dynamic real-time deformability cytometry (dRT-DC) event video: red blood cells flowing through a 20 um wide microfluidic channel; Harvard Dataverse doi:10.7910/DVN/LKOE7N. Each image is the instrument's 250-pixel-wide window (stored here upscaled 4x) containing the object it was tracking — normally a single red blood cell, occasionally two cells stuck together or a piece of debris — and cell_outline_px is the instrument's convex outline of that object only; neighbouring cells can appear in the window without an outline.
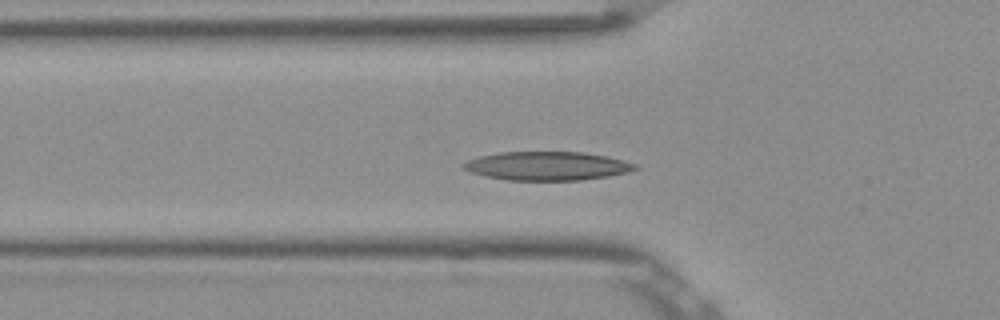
{"species": "Egyptian fruit bat (a non-hibernating species)", "species_latin": "Rousettus aegyptiacus", "temperature_condition": "room temperature", "stored_images_in_passage": 50, "camera_frame_rate_fps": 3000, "um_per_image_px": 0.085, "frame": {"image": 1, "passage_image": 14, "time_ms": 4.333, "image_size_px": [1000, 320], "cell_outline_px": [[640, 168], [628, 172], [608, 176], [580, 180], [508, 180], [484, 176], [472, 172], [464, 168], [464, 164], [468, 160], [480, 156], [500, 152], [584, 152], [608, 156], [624, 160], [636, 164]], "centroid_in_image_um": [46.56, 14.1], "position_along_channel_um": 79.2, "area_um2": 28.61}}
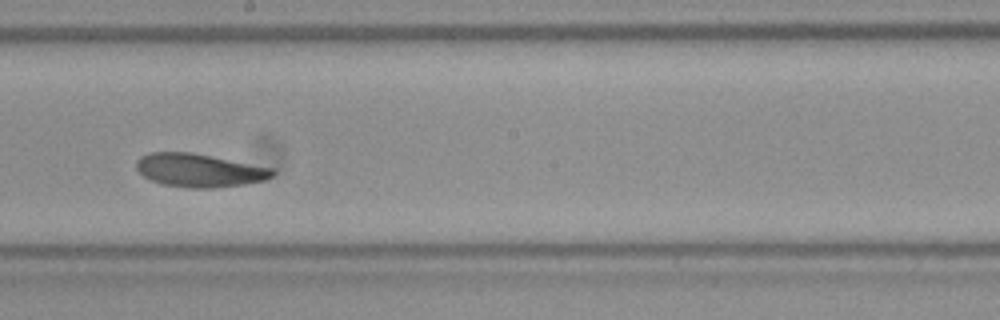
{"frame": {"image": 2, "passage_image": 26, "time_ms": 8.333, "image_size_px": [1000, 320], "cell_outline_px": [[276, 172], [272, 176], [264, 180], [244, 184], [212, 188], [192, 188], [164, 184], [152, 180], [144, 176], [136, 168], [136, 160], [140, 156], [148, 152], [192, 152], [276, 168]], "centroid_in_image_um": [16.97, 14.46], "position_along_channel_um": 231.2, "area_um2": 26.53}}
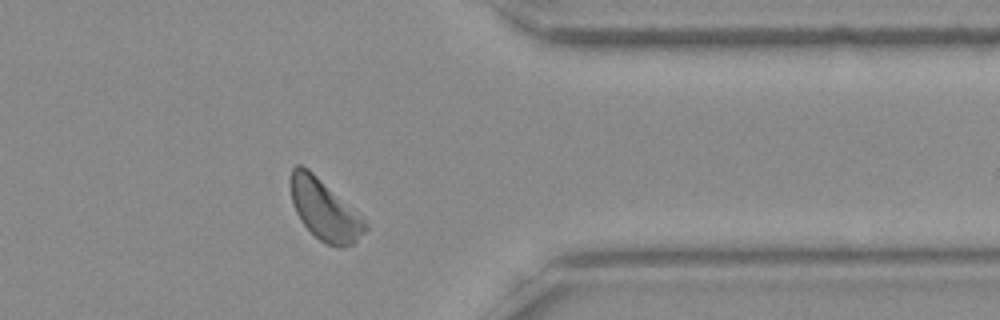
{"frame": {"image": 3, "passage_image": 39, "time_ms": 12.667, "image_size_px": [1000, 320], "cell_outline_px": [[368, 228], [352, 244], [340, 248], [324, 244], [300, 220], [292, 204], [288, 184], [288, 180], [292, 168], [296, 164], [300, 164], [308, 168], [364, 220], [368, 224]], "centroid_in_image_um": [27.51, 17.82], "position_along_channel_um": 383.9, "area_um2": 26.07}, "authors_computed_cell_mechanics": {"area_um2": 26.5302, "velocity_mm_per_s": 3.7817, "shape_relaxation_time_tau1_ms": 3.1922, "shape_relaxation_time_tau2_ms": 5.5295, "deformation_change_tau1": 0.1131, "deformation_change_tau2": 0.1281}}